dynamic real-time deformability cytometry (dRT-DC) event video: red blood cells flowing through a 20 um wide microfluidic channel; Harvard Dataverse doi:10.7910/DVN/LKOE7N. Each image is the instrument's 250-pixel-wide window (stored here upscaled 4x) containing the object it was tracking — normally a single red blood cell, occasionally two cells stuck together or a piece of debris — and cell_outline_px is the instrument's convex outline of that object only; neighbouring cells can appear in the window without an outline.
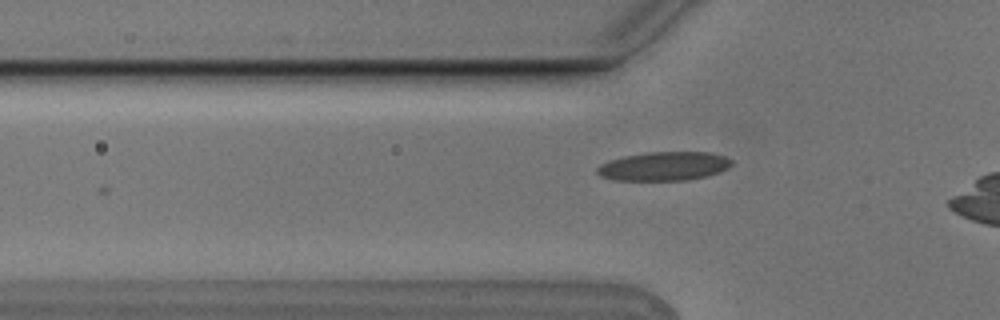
{"species": "Egyptian fruit bat (a non-hibernating species)", "species_latin": "Rousettus aegyptiacus", "temperature_condition": "cold", "stored_images_in_passage": 3, "camera_frame_rate_fps": 3000, "um_per_image_px": 0.085, "animal": {"sex": "male"}, "frame": {"image": 1, "passage_image": 2, "time_ms": 0.333, "image_size_px": [1000, 320], "cell_outline_px": [[732, 164], [728, 168], [720, 172], [688, 180], [616, 180], [600, 176], [596, 172], [596, 168], [600, 164], [608, 160], [624, 156], [648, 152], [708, 152], [724, 156], [732, 160]], "centroid_in_image_um": [56.41, 14.12], "position_along_channel_um": 69.4, "area_um2": 22.6}}